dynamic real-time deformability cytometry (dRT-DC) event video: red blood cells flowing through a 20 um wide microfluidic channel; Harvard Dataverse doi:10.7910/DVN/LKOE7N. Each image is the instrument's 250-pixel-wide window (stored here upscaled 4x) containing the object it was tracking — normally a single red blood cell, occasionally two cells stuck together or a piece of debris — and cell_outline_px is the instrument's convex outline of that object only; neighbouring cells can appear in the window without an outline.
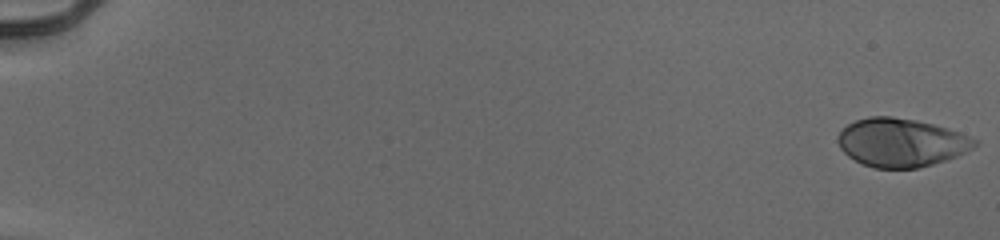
{"species": "human", "species_latin": "Homo sapiens", "temperature_condition": "cold", "stored_images_in_passage": 55, "camera_frame_rate_fps": 3000, "um_per_image_px": 0.085, "donor": {"sex": "male"}, "frame": {"image": 1, "passage_image": 1, "time_ms": 0.0, "image_size_px": [1000, 240], "cell_outline_px": [[980, 140], [972, 148], [956, 156], [932, 164], [916, 168], [872, 168], [848, 156], [840, 148], [836, 140], [836, 136], [848, 124], [856, 120], [868, 116], [892, 116], [916, 120], [948, 128], [960, 132]], "centroid_in_image_um": [76.58, 12.1], "position_along_channel_um": 8.4, "area_um2": 38.55}}
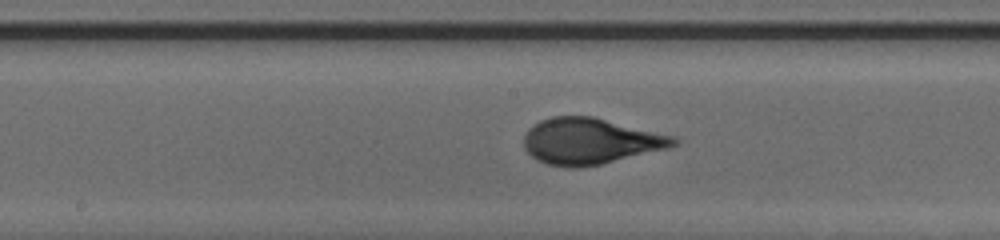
{"frame": {"image": 2, "passage_image": 31, "time_ms": 10.0, "image_size_px": [1000, 240], "cell_outline_px": [[680, 144], [668, 148], [600, 164], [580, 168], [568, 168], [548, 164], [536, 160], [524, 148], [524, 136], [528, 128], [540, 120], [552, 116], [592, 116], [676, 136], [680, 140]], "centroid_in_image_um": [50.18, 12.0], "position_along_channel_um": 198.0, "area_um2": 40.46}}
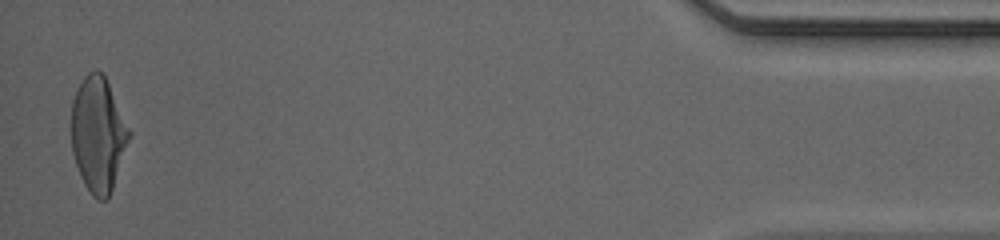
{"frame": {"image": 3, "passage_image": 54, "time_ms": 17.667, "image_size_px": [1000, 240], "cell_outline_px": [[132, 136], [108, 200], [96, 200], [92, 196], [84, 184], [80, 176], [72, 152], [72, 100], [84, 76], [88, 72], [96, 68], [104, 72], [132, 132]], "centroid_in_image_um": [8.37, 11.41], "position_along_channel_um": 426.8, "area_um2": 39.36}, "authors_computed_cell_mechanics": {"area_um2": 38.6104, "velocity_mm_per_s": 3.9503, "shape_relaxation_time_tau1_ms": 4.9541, "shape_relaxation_time_tau2_ms": null, "deformation_change_tau1": 0.2338, "deformation_change_tau2": null}}